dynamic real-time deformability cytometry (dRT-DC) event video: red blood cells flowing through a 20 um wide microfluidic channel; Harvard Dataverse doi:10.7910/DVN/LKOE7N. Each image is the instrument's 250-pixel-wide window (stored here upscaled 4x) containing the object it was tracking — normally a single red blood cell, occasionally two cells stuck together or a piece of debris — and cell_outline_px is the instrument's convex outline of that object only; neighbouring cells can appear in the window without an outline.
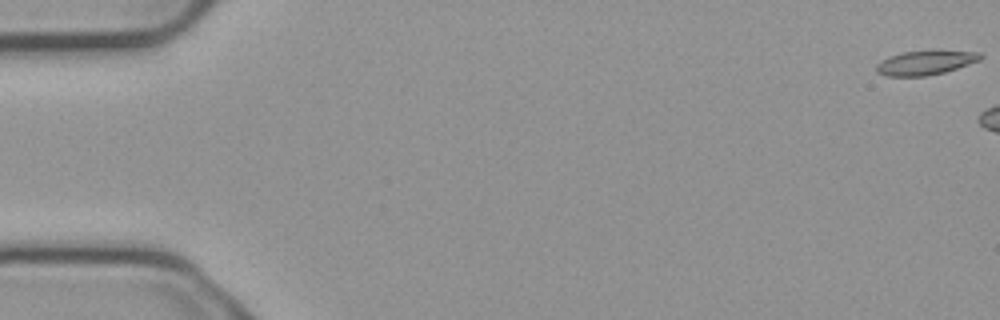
{"species": "common noctule bat (a hibernating species)", "species_latin": "Nyctalus noctula", "temperature_condition": "cold", "stored_images_in_passage": 8, "camera_frame_rate_fps": 3000, "um_per_image_px": 0.085, "animal": {"sex": "male", "body_mass_g": 23.1, "forearm_length_mm": 52.7}, "frame": {"image": 1, "passage_image": 1, "time_ms": 0.0, "image_size_px": [1000, 320], "cell_outline_px": [[984, 56], [980, 60], [944, 72], [924, 76], [888, 76], [876, 72], [876, 64], [880, 60], [888, 56], [904, 52], [936, 48], [980, 52]], "centroid_in_image_um": [78.69, 5.28], "position_along_channel_um": 6.3, "area_um2": 15.32}}